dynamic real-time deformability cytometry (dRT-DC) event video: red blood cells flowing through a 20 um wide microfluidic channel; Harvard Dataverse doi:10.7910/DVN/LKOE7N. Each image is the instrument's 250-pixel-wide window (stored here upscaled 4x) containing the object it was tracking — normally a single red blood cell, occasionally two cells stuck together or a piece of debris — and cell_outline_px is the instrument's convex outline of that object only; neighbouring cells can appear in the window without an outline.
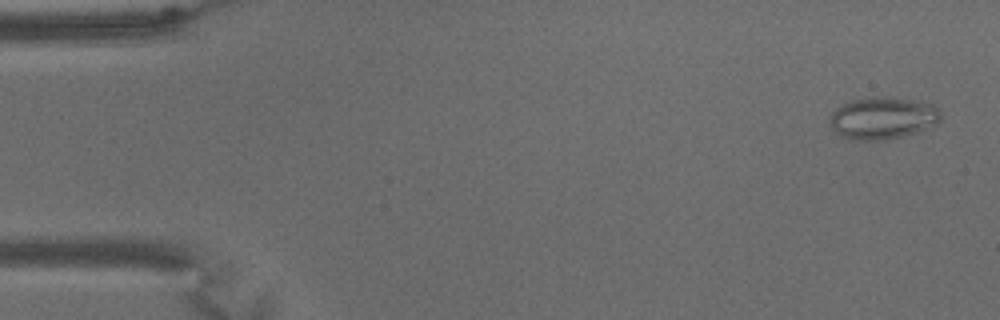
{"species": "common noctule bat (a hibernating species)", "species_latin": "Nyctalus noctula", "temperature_condition": "warm", "stored_images_in_passage": 66, "camera_frame_rate_fps": 3000, "um_per_image_px": 0.085, "animal": {"sex": "male", "body_mass_g": 15.6}, "frame": {"image": 1, "passage_image": 3, "time_ms": 0.667, "image_size_px": [1000, 320], "cell_outline_px": [[940, 120], [936, 124], [916, 132], [900, 136], [880, 140], [852, 140], [840, 136], [828, 124], [828, 116], [840, 104], [852, 100], [872, 96], [892, 96], [932, 104], [940, 108]], "centroid_in_image_um": [74.98, 10.01], "position_along_channel_um": 10.0, "area_um2": 27.57}}
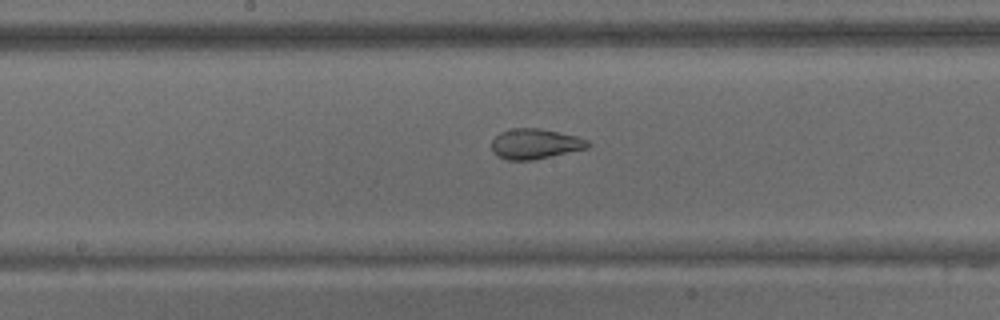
{"frame": {"image": 2, "passage_image": 34, "time_ms": 11.0, "image_size_px": [1000, 320], "cell_outline_px": [[592, 144], [588, 148], [532, 160], [508, 160], [496, 156], [492, 152], [492, 140], [500, 132], [512, 128], [540, 128], [576, 136], [588, 140]], "centroid_in_image_um": [45.47, 12.23], "position_along_channel_um": 202.7, "area_um2": 16.99}}
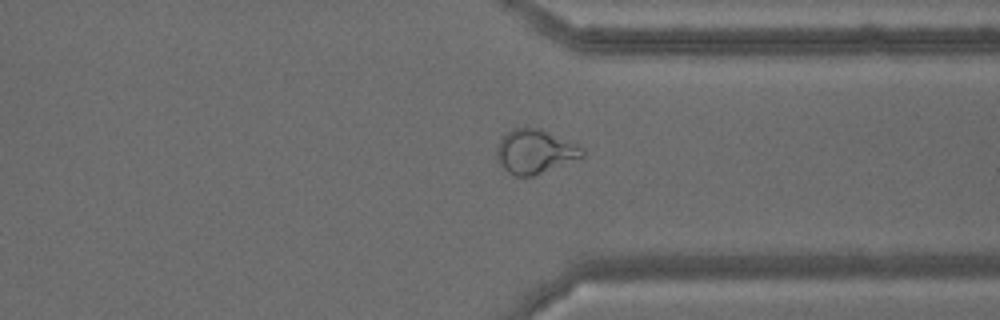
{"frame": {"image": 3, "passage_image": 50, "time_ms": 16.333, "image_size_px": [1000, 320], "cell_outline_px": [[584, 156], [532, 176], [516, 176], [508, 172], [504, 168], [496, 156], [496, 148], [500, 140], [512, 128], [540, 128], [580, 144], [584, 148]], "centroid_in_image_um": [45.5, 12.86], "position_along_channel_um": 365.9, "area_um2": 21.85}, "authors_computed_cell_mechanics": {"area_um2": 23.2356, "velocity_mm_per_s": 3.0724, "shape_relaxation_time_tau1_ms": null, "shape_relaxation_time_tau2_ms": 1.5661, "deformation_change_tau1": null, "deformation_change_tau2": 0.0759}}